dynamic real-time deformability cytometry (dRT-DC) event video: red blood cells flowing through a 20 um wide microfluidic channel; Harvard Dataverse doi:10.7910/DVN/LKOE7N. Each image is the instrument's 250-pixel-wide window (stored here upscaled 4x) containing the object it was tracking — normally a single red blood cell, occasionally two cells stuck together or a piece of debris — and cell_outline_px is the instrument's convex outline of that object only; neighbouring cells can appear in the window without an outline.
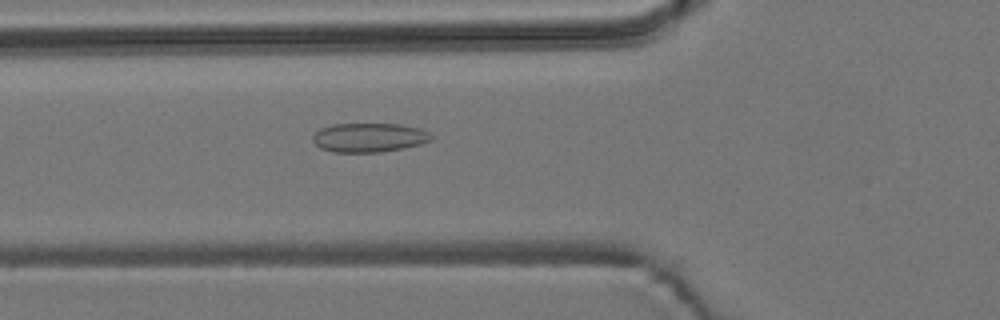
{"species": "common noctule bat (a hibernating species)", "species_latin": "Nyctalus noctula", "temperature_condition": "room temperature", "stored_images_in_passage": 53, "camera_frame_rate_fps": 3000, "um_per_image_px": 0.085, "animal": {"sex": "male", "body_mass_g": 19.2, "forearm_length_mm": 51.8}, "frame": {"image": 1, "passage_image": 20, "time_ms": 6.333, "image_size_px": [1000, 320], "cell_outline_px": [[432, 140], [420, 144], [404, 148], [380, 152], [332, 152], [320, 148], [312, 140], [312, 136], [320, 128], [332, 124], [400, 124], [420, 128], [428, 132], [432, 136]], "centroid_in_image_um": [31.36, 11.69], "position_along_channel_um": 94.4, "area_um2": 20.17}}
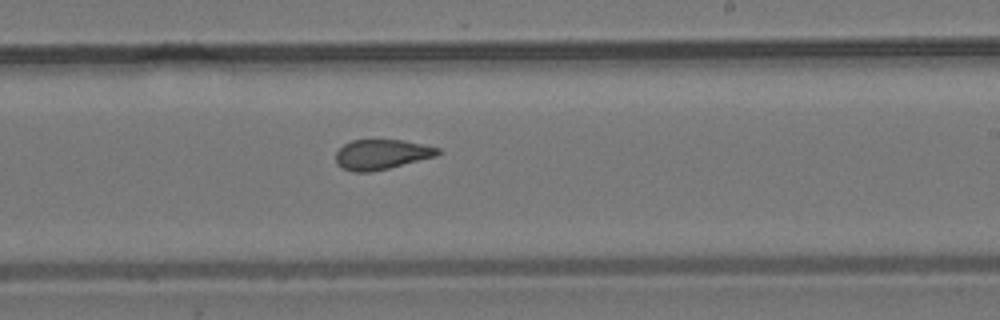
{"frame": {"image": 2, "passage_image": 33, "time_ms": 10.667, "image_size_px": [1000, 320], "cell_outline_px": [[444, 152], [436, 156], [372, 172], [352, 172], [340, 168], [336, 164], [336, 152], [344, 144], [352, 140], [404, 140], [440, 148]], "centroid_in_image_um": [32.43, 13.13], "position_along_channel_um": 256.6, "area_um2": 17.98}}
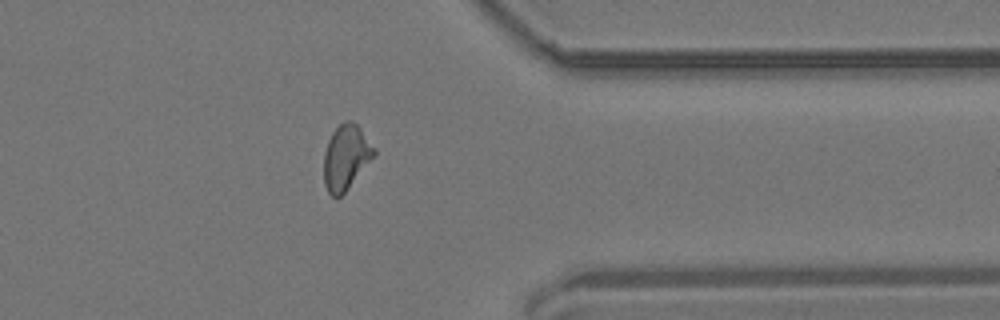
{"frame": {"image": 3, "passage_image": 44, "time_ms": 14.333, "image_size_px": [1000, 320], "cell_outline_px": [[376, 156], [344, 192], [340, 196], [332, 196], [328, 192], [324, 184], [324, 152], [328, 140], [332, 132], [344, 120], [352, 120], [360, 128], [376, 148]], "centroid_in_image_um": [29.42, 13.34], "position_along_channel_um": 382.0, "area_um2": 19.07}}